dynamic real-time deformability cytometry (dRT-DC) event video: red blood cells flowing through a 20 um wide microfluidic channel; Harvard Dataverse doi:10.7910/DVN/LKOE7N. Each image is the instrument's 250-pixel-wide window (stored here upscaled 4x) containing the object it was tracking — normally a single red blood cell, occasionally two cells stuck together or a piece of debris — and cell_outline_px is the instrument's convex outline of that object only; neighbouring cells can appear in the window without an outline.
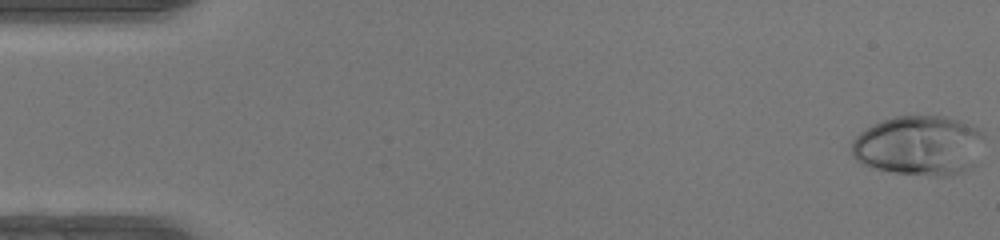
{"species": "human", "species_latin": "Homo sapiens", "temperature_condition": "warm", "stored_images_in_passage": 49, "camera_frame_rate_fps": 3000, "um_per_image_px": 0.085, "donor": {"sex": "female"}, "frame": {"image": 1, "passage_image": 1, "time_ms": 0.0, "image_size_px": [1000, 240], "cell_outline_px": [[984, 136], [976, 164], [972, 168], [964, 172], [944, 176], [932, 176], [896, 172], [868, 168], [856, 160], [852, 156], [852, 140], [860, 132], [872, 124], [892, 116], [944, 116], [960, 120], [984, 132]], "centroid_in_image_um": [78.12, 12.38], "position_along_channel_um": 6.9, "area_um2": 46.76}}
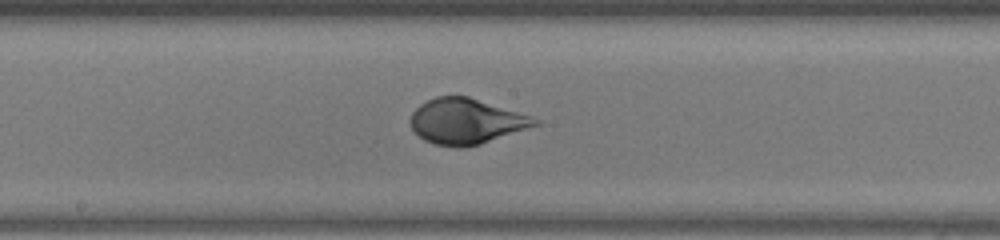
{"frame": {"image": 2, "passage_image": 26, "time_ms": 8.333, "image_size_px": [1000, 240], "cell_outline_px": [[540, 124], [480, 144], [464, 148], [460, 148], [436, 144], [424, 140], [412, 128], [408, 120], [412, 112], [420, 104], [436, 96], [468, 96], [540, 120]], "centroid_in_image_um": [39.57, 10.32], "position_along_channel_um": 208.6, "area_um2": 32.54}}
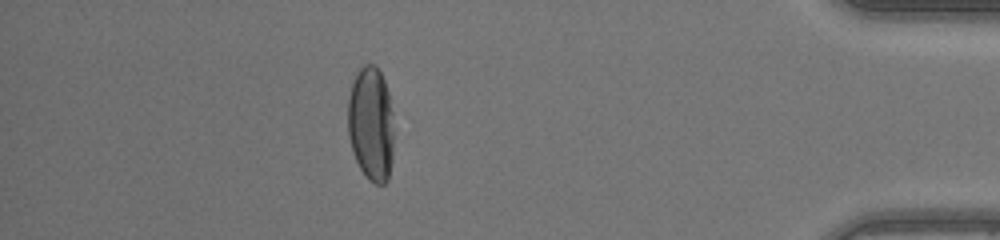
{"frame": {"image": 3, "passage_image": 43, "time_ms": 14.0, "image_size_px": [1000, 240], "cell_outline_px": [[392, 160], [388, 180], [384, 184], [376, 184], [368, 180], [360, 168], [352, 152], [348, 136], [348, 96], [352, 84], [360, 68], [364, 64], [376, 64], [384, 80], [388, 92], [392, 112]], "centroid_in_image_um": [31.52, 10.54], "position_along_channel_um": 403.7, "area_um2": 30.75}, "authors_computed_cell_mechanics": {"area_um2": 34.391, "velocity_mm_per_s": 4.295, "shape_relaxation_time_tau1_ms": 3.5541, "shape_relaxation_time_tau2_ms": null, "deformation_change_tau1": 0.2249, "deformation_change_tau2": null}}